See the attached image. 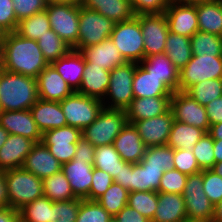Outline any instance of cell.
Instances as JSON below:
<instances>
[{
    "label": "cell",
    "instance_id": "27",
    "mask_svg": "<svg viewBox=\"0 0 222 222\" xmlns=\"http://www.w3.org/2000/svg\"><path fill=\"white\" fill-rule=\"evenodd\" d=\"M139 64L150 74L161 79L173 93L179 91L180 70L172 64L165 53L145 57Z\"/></svg>",
    "mask_w": 222,
    "mask_h": 222
},
{
    "label": "cell",
    "instance_id": "68",
    "mask_svg": "<svg viewBox=\"0 0 222 222\" xmlns=\"http://www.w3.org/2000/svg\"><path fill=\"white\" fill-rule=\"evenodd\" d=\"M183 222H205V221H197V220H185Z\"/></svg>",
    "mask_w": 222,
    "mask_h": 222
},
{
    "label": "cell",
    "instance_id": "40",
    "mask_svg": "<svg viewBox=\"0 0 222 222\" xmlns=\"http://www.w3.org/2000/svg\"><path fill=\"white\" fill-rule=\"evenodd\" d=\"M38 46L43 53L48 64L57 61L60 57L65 56L71 47L66 44L52 29L41 36L38 40Z\"/></svg>",
    "mask_w": 222,
    "mask_h": 222
},
{
    "label": "cell",
    "instance_id": "51",
    "mask_svg": "<svg viewBox=\"0 0 222 222\" xmlns=\"http://www.w3.org/2000/svg\"><path fill=\"white\" fill-rule=\"evenodd\" d=\"M174 169L191 175L202 171L197 164L196 158L192 150L176 149L174 150Z\"/></svg>",
    "mask_w": 222,
    "mask_h": 222
},
{
    "label": "cell",
    "instance_id": "69",
    "mask_svg": "<svg viewBox=\"0 0 222 222\" xmlns=\"http://www.w3.org/2000/svg\"><path fill=\"white\" fill-rule=\"evenodd\" d=\"M109 222H118L117 219L115 217H112Z\"/></svg>",
    "mask_w": 222,
    "mask_h": 222
},
{
    "label": "cell",
    "instance_id": "3",
    "mask_svg": "<svg viewBox=\"0 0 222 222\" xmlns=\"http://www.w3.org/2000/svg\"><path fill=\"white\" fill-rule=\"evenodd\" d=\"M9 206L20 210L44 196L43 181L23 168L4 171Z\"/></svg>",
    "mask_w": 222,
    "mask_h": 222
},
{
    "label": "cell",
    "instance_id": "30",
    "mask_svg": "<svg viewBox=\"0 0 222 222\" xmlns=\"http://www.w3.org/2000/svg\"><path fill=\"white\" fill-rule=\"evenodd\" d=\"M110 82V71L85 62L80 94L103 101Z\"/></svg>",
    "mask_w": 222,
    "mask_h": 222
},
{
    "label": "cell",
    "instance_id": "62",
    "mask_svg": "<svg viewBox=\"0 0 222 222\" xmlns=\"http://www.w3.org/2000/svg\"><path fill=\"white\" fill-rule=\"evenodd\" d=\"M208 133L213 139L222 140V122L211 125Z\"/></svg>",
    "mask_w": 222,
    "mask_h": 222
},
{
    "label": "cell",
    "instance_id": "19",
    "mask_svg": "<svg viewBox=\"0 0 222 222\" xmlns=\"http://www.w3.org/2000/svg\"><path fill=\"white\" fill-rule=\"evenodd\" d=\"M0 126L4 127L9 134L21 135L35 143L42 140V133L30 110L0 111Z\"/></svg>",
    "mask_w": 222,
    "mask_h": 222
},
{
    "label": "cell",
    "instance_id": "31",
    "mask_svg": "<svg viewBox=\"0 0 222 222\" xmlns=\"http://www.w3.org/2000/svg\"><path fill=\"white\" fill-rule=\"evenodd\" d=\"M132 89L134 98L172 96L173 94L161 79L150 74L139 63L135 68Z\"/></svg>",
    "mask_w": 222,
    "mask_h": 222
},
{
    "label": "cell",
    "instance_id": "10",
    "mask_svg": "<svg viewBox=\"0 0 222 222\" xmlns=\"http://www.w3.org/2000/svg\"><path fill=\"white\" fill-rule=\"evenodd\" d=\"M163 168L143 167L140 163H127L116 177L114 183L120 184L130 192H159Z\"/></svg>",
    "mask_w": 222,
    "mask_h": 222
},
{
    "label": "cell",
    "instance_id": "9",
    "mask_svg": "<svg viewBox=\"0 0 222 222\" xmlns=\"http://www.w3.org/2000/svg\"><path fill=\"white\" fill-rule=\"evenodd\" d=\"M51 29L71 48L78 43L79 4L47 3Z\"/></svg>",
    "mask_w": 222,
    "mask_h": 222
},
{
    "label": "cell",
    "instance_id": "48",
    "mask_svg": "<svg viewBox=\"0 0 222 222\" xmlns=\"http://www.w3.org/2000/svg\"><path fill=\"white\" fill-rule=\"evenodd\" d=\"M111 218L97 201L82 199L75 222H109Z\"/></svg>",
    "mask_w": 222,
    "mask_h": 222
},
{
    "label": "cell",
    "instance_id": "11",
    "mask_svg": "<svg viewBox=\"0 0 222 222\" xmlns=\"http://www.w3.org/2000/svg\"><path fill=\"white\" fill-rule=\"evenodd\" d=\"M208 79H222V56L193 55L179 71V91Z\"/></svg>",
    "mask_w": 222,
    "mask_h": 222
},
{
    "label": "cell",
    "instance_id": "22",
    "mask_svg": "<svg viewBox=\"0 0 222 222\" xmlns=\"http://www.w3.org/2000/svg\"><path fill=\"white\" fill-rule=\"evenodd\" d=\"M35 142L21 135L9 134L0 148V170L22 168L24 160Z\"/></svg>",
    "mask_w": 222,
    "mask_h": 222
},
{
    "label": "cell",
    "instance_id": "60",
    "mask_svg": "<svg viewBox=\"0 0 222 222\" xmlns=\"http://www.w3.org/2000/svg\"><path fill=\"white\" fill-rule=\"evenodd\" d=\"M9 199L7 196V188L4 177V171L0 170V208L8 207Z\"/></svg>",
    "mask_w": 222,
    "mask_h": 222
},
{
    "label": "cell",
    "instance_id": "4",
    "mask_svg": "<svg viewBox=\"0 0 222 222\" xmlns=\"http://www.w3.org/2000/svg\"><path fill=\"white\" fill-rule=\"evenodd\" d=\"M127 122L126 110L103 107L97 119L82 130V137L94 147L112 145Z\"/></svg>",
    "mask_w": 222,
    "mask_h": 222
},
{
    "label": "cell",
    "instance_id": "59",
    "mask_svg": "<svg viewBox=\"0 0 222 222\" xmlns=\"http://www.w3.org/2000/svg\"><path fill=\"white\" fill-rule=\"evenodd\" d=\"M20 213L18 210L10 206L0 208V222H19Z\"/></svg>",
    "mask_w": 222,
    "mask_h": 222
},
{
    "label": "cell",
    "instance_id": "34",
    "mask_svg": "<svg viewBox=\"0 0 222 222\" xmlns=\"http://www.w3.org/2000/svg\"><path fill=\"white\" fill-rule=\"evenodd\" d=\"M204 134H206V132L203 129L174 120L166 145L174 150H192L193 146L204 136Z\"/></svg>",
    "mask_w": 222,
    "mask_h": 222
},
{
    "label": "cell",
    "instance_id": "54",
    "mask_svg": "<svg viewBox=\"0 0 222 222\" xmlns=\"http://www.w3.org/2000/svg\"><path fill=\"white\" fill-rule=\"evenodd\" d=\"M18 20L14 13L12 0H0V31L1 33L15 32Z\"/></svg>",
    "mask_w": 222,
    "mask_h": 222
},
{
    "label": "cell",
    "instance_id": "35",
    "mask_svg": "<svg viewBox=\"0 0 222 222\" xmlns=\"http://www.w3.org/2000/svg\"><path fill=\"white\" fill-rule=\"evenodd\" d=\"M164 53L181 70L192 58L190 37L168 32Z\"/></svg>",
    "mask_w": 222,
    "mask_h": 222
},
{
    "label": "cell",
    "instance_id": "57",
    "mask_svg": "<svg viewBox=\"0 0 222 222\" xmlns=\"http://www.w3.org/2000/svg\"><path fill=\"white\" fill-rule=\"evenodd\" d=\"M205 109L210 126L222 122V96L206 104Z\"/></svg>",
    "mask_w": 222,
    "mask_h": 222
},
{
    "label": "cell",
    "instance_id": "50",
    "mask_svg": "<svg viewBox=\"0 0 222 222\" xmlns=\"http://www.w3.org/2000/svg\"><path fill=\"white\" fill-rule=\"evenodd\" d=\"M203 189L215 206L222 201V177L213 170H203Z\"/></svg>",
    "mask_w": 222,
    "mask_h": 222
},
{
    "label": "cell",
    "instance_id": "2",
    "mask_svg": "<svg viewBox=\"0 0 222 222\" xmlns=\"http://www.w3.org/2000/svg\"><path fill=\"white\" fill-rule=\"evenodd\" d=\"M38 99L35 78L0 67V111L29 110Z\"/></svg>",
    "mask_w": 222,
    "mask_h": 222
},
{
    "label": "cell",
    "instance_id": "65",
    "mask_svg": "<svg viewBox=\"0 0 222 222\" xmlns=\"http://www.w3.org/2000/svg\"><path fill=\"white\" fill-rule=\"evenodd\" d=\"M46 1L47 3H63L71 5H77L82 3V0H46Z\"/></svg>",
    "mask_w": 222,
    "mask_h": 222
},
{
    "label": "cell",
    "instance_id": "20",
    "mask_svg": "<svg viewBox=\"0 0 222 222\" xmlns=\"http://www.w3.org/2000/svg\"><path fill=\"white\" fill-rule=\"evenodd\" d=\"M22 168L43 180L59 172L62 164L50 153L47 146L38 142L26 156Z\"/></svg>",
    "mask_w": 222,
    "mask_h": 222
},
{
    "label": "cell",
    "instance_id": "47",
    "mask_svg": "<svg viewBox=\"0 0 222 222\" xmlns=\"http://www.w3.org/2000/svg\"><path fill=\"white\" fill-rule=\"evenodd\" d=\"M213 146L214 139L208 132L193 146L192 152L201 170H210L213 168L215 164Z\"/></svg>",
    "mask_w": 222,
    "mask_h": 222
},
{
    "label": "cell",
    "instance_id": "33",
    "mask_svg": "<svg viewBox=\"0 0 222 222\" xmlns=\"http://www.w3.org/2000/svg\"><path fill=\"white\" fill-rule=\"evenodd\" d=\"M199 31L222 37V4L208 0L196 5Z\"/></svg>",
    "mask_w": 222,
    "mask_h": 222
},
{
    "label": "cell",
    "instance_id": "39",
    "mask_svg": "<svg viewBox=\"0 0 222 222\" xmlns=\"http://www.w3.org/2000/svg\"><path fill=\"white\" fill-rule=\"evenodd\" d=\"M193 55L201 56H222V37L197 31L190 37Z\"/></svg>",
    "mask_w": 222,
    "mask_h": 222
},
{
    "label": "cell",
    "instance_id": "17",
    "mask_svg": "<svg viewBox=\"0 0 222 222\" xmlns=\"http://www.w3.org/2000/svg\"><path fill=\"white\" fill-rule=\"evenodd\" d=\"M164 13L171 33L191 37L199 30L196 5L169 3Z\"/></svg>",
    "mask_w": 222,
    "mask_h": 222
},
{
    "label": "cell",
    "instance_id": "45",
    "mask_svg": "<svg viewBox=\"0 0 222 222\" xmlns=\"http://www.w3.org/2000/svg\"><path fill=\"white\" fill-rule=\"evenodd\" d=\"M51 200L42 196L19 210L21 222H49Z\"/></svg>",
    "mask_w": 222,
    "mask_h": 222
},
{
    "label": "cell",
    "instance_id": "66",
    "mask_svg": "<svg viewBox=\"0 0 222 222\" xmlns=\"http://www.w3.org/2000/svg\"><path fill=\"white\" fill-rule=\"evenodd\" d=\"M8 136H9L8 131L4 127L0 126V148L6 142V140L8 139Z\"/></svg>",
    "mask_w": 222,
    "mask_h": 222
},
{
    "label": "cell",
    "instance_id": "70",
    "mask_svg": "<svg viewBox=\"0 0 222 222\" xmlns=\"http://www.w3.org/2000/svg\"><path fill=\"white\" fill-rule=\"evenodd\" d=\"M2 35H3V33H1V31H0V45H1V41H2Z\"/></svg>",
    "mask_w": 222,
    "mask_h": 222
},
{
    "label": "cell",
    "instance_id": "58",
    "mask_svg": "<svg viewBox=\"0 0 222 222\" xmlns=\"http://www.w3.org/2000/svg\"><path fill=\"white\" fill-rule=\"evenodd\" d=\"M118 222H151L137 210L126 205L116 216Z\"/></svg>",
    "mask_w": 222,
    "mask_h": 222
},
{
    "label": "cell",
    "instance_id": "38",
    "mask_svg": "<svg viewBox=\"0 0 222 222\" xmlns=\"http://www.w3.org/2000/svg\"><path fill=\"white\" fill-rule=\"evenodd\" d=\"M50 29L47 12L43 10L19 21L15 32L23 38L37 41Z\"/></svg>",
    "mask_w": 222,
    "mask_h": 222
},
{
    "label": "cell",
    "instance_id": "61",
    "mask_svg": "<svg viewBox=\"0 0 222 222\" xmlns=\"http://www.w3.org/2000/svg\"><path fill=\"white\" fill-rule=\"evenodd\" d=\"M213 154L215 158V163L222 161V140L214 139V146H213Z\"/></svg>",
    "mask_w": 222,
    "mask_h": 222
},
{
    "label": "cell",
    "instance_id": "64",
    "mask_svg": "<svg viewBox=\"0 0 222 222\" xmlns=\"http://www.w3.org/2000/svg\"><path fill=\"white\" fill-rule=\"evenodd\" d=\"M168 1L169 3H175V4L197 5L208 0H168Z\"/></svg>",
    "mask_w": 222,
    "mask_h": 222
},
{
    "label": "cell",
    "instance_id": "14",
    "mask_svg": "<svg viewBox=\"0 0 222 222\" xmlns=\"http://www.w3.org/2000/svg\"><path fill=\"white\" fill-rule=\"evenodd\" d=\"M170 109L174 120L186 123L209 132L210 123L205 106L199 104L185 91H176L170 99Z\"/></svg>",
    "mask_w": 222,
    "mask_h": 222
},
{
    "label": "cell",
    "instance_id": "43",
    "mask_svg": "<svg viewBox=\"0 0 222 222\" xmlns=\"http://www.w3.org/2000/svg\"><path fill=\"white\" fill-rule=\"evenodd\" d=\"M132 209L137 210L141 215L152 221L158 206V192L136 191L128 194V203Z\"/></svg>",
    "mask_w": 222,
    "mask_h": 222
},
{
    "label": "cell",
    "instance_id": "13",
    "mask_svg": "<svg viewBox=\"0 0 222 222\" xmlns=\"http://www.w3.org/2000/svg\"><path fill=\"white\" fill-rule=\"evenodd\" d=\"M81 138V129L66 125L44 132L41 142L47 146L50 153L63 164L74 159L76 143Z\"/></svg>",
    "mask_w": 222,
    "mask_h": 222
},
{
    "label": "cell",
    "instance_id": "29",
    "mask_svg": "<svg viewBox=\"0 0 222 222\" xmlns=\"http://www.w3.org/2000/svg\"><path fill=\"white\" fill-rule=\"evenodd\" d=\"M187 212L183 195L158 192V206L151 222H183Z\"/></svg>",
    "mask_w": 222,
    "mask_h": 222
},
{
    "label": "cell",
    "instance_id": "5",
    "mask_svg": "<svg viewBox=\"0 0 222 222\" xmlns=\"http://www.w3.org/2000/svg\"><path fill=\"white\" fill-rule=\"evenodd\" d=\"M136 66V62H126L110 71L109 86L102 101L105 108L126 110L130 106L134 99L132 83Z\"/></svg>",
    "mask_w": 222,
    "mask_h": 222
},
{
    "label": "cell",
    "instance_id": "56",
    "mask_svg": "<svg viewBox=\"0 0 222 222\" xmlns=\"http://www.w3.org/2000/svg\"><path fill=\"white\" fill-rule=\"evenodd\" d=\"M96 147L83 137L76 143L75 161H85L86 163H94V154Z\"/></svg>",
    "mask_w": 222,
    "mask_h": 222
},
{
    "label": "cell",
    "instance_id": "42",
    "mask_svg": "<svg viewBox=\"0 0 222 222\" xmlns=\"http://www.w3.org/2000/svg\"><path fill=\"white\" fill-rule=\"evenodd\" d=\"M129 191L120 184L112 183L106 192L96 201L112 216L115 217L128 203Z\"/></svg>",
    "mask_w": 222,
    "mask_h": 222
},
{
    "label": "cell",
    "instance_id": "67",
    "mask_svg": "<svg viewBox=\"0 0 222 222\" xmlns=\"http://www.w3.org/2000/svg\"><path fill=\"white\" fill-rule=\"evenodd\" d=\"M211 170L222 177V161L215 163Z\"/></svg>",
    "mask_w": 222,
    "mask_h": 222
},
{
    "label": "cell",
    "instance_id": "25",
    "mask_svg": "<svg viewBox=\"0 0 222 222\" xmlns=\"http://www.w3.org/2000/svg\"><path fill=\"white\" fill-rule=\"evenodd\" d=\"M61 170L68 179L71 189L77 198L85 199L90 192L93 165L85 161H75L63 163Z\"/></svg>",
    "mask_w": 222,
    "mask_h": 222
},
{
    "label": "cell",
    "instance_id": "53",
    "mask_svg": "<svg viewBox=\"0 0 222 222\" xmlns=\"http://www.w3.org/2000/svg\"><path fill=\"white\" fill-rule=\"evenodd\" d=\"M18 21L46 9V0H12Z\"/></svg>",
    "mask_w": 222,
    "mask_h": 222
},
{
    "label": "cell",
    "instance_id": "44",
    "mask_svg": "<svg viewBox=\"0 0 222 222\" xmlns=\"http://www.w3.org/2000/svg\"><path fill=\"white\" fill-rule=\"evenodd\" d=\"M199 104L205 106L222 96V79H208L194 84L185 91Z\"/></svg>",
    "mask_w": 222,
    "mask_h": 222
},
{
    "label": "cell",
    "instance_id": "49",
    "mask_svg": "<svg viewBox=\"0 0 222 222\" xmlns=\"http://www.w3.org/2000/svg\"><path fill=\"white\" fill-rule=\"evenodd\" d=\"M188 175L176 169L167 170L161 177L159 192L183 195Z\"/></svg>",
    "mask_w": 222,
    "mask_h": 222
},
{
    "label": "cell",
    "instance_id": "55",
    "mask_svg": "<svg viewBox=\"0 0 222 222\" xmlns=\"http://www.w3.org/2000/svg\"><path fill=\"white\" fill-rule=\"evenodd\" d=\"M135 15L164 13L169 6L168 0H130Z\"/></svg>",
    "mask_w": 222,
    "mask_h": 222
},
{
    "label": "cell",
    "instance_id": "15",
    "mask_svg": "<svg viewBox=\"0 0 222 222\" xmlns=\"http://www.w3.org/2000/svg\"><path fill=\"white\" fill-rule=\"evenodd\" d=\"M140 21L145 57L162 54L169 32L165 13L135 15Z\"/></svg>",
    "mask_w": 222,
    "mask_h": 222
},
{
    "label": "cell",
    "instance_id": "1",
    "mask_svg": "<svg viewBox=\"0 0 222 222\" xmlns=\"http://www.w3.org/2000/svg\"><path fill=\"white\" fill-rule=\"evenodd\" d=\"M48 65L37 41L23 38L16 32L2 35L0 67L4 70L36 79Z\"/></svg>",
    "mask_w": 222,
    "mask_h": 222
},
{
    "label": "cell",
    "instance_id": "23",
    "mask_svg": "<svg viewBox=\"0 0 222 222\" xmlns=\"http://www.w3.org/2000/svg\"><path fill=\"white\" fill-rule=\"evenodd\" d=\"M120 157L128 163H139L144 157L146 146L137 129L127 122L113 143Z\"/></svg>",
    "mask_w": 222,
    "mask_h": 222
},
{
    "label": "cell",
    "instance_id": "41",
    "mask_svg": "<svg viewBox=\"0 0 222 222\" xmlns=\"http://www.w3.org/2000/svg\"><path fill=\"white\" fill-rule=\"evenodd\" d=\"M174 149L168 145L147 147L144 157L139 162L143 167L174 169Z\"/></svg>",
    "mask_w": 222,
    "mask_h": 222
},
{
    "label": "cell",
    "instance_id": "16",
    "mask_svg": "<svg viewBox=\"0 0 222 222\" xmlns=\"http://www.w3.org/2000/svg\"><path fill=\"white\" fill-rule=\"evenodd\" d=\"M174 116L169 109L166 113L145 120L133 121L146 147L163 146L167 144Z\"/></svg>",
    "mask_w": 222,
    "mask_h": 222
},
{
    "label": "cell",
    "instance_id": "52",
    "mask_svg": "<svg viewBox=\"0 0 222 222\" xmlns=\"http://www.w3.org/2000/svg\"><path fill=\"white\" fill-rule=\"evenodd\" d=\"M113 182L114 180L110 174L93 167L91 188L89 195L85 199L96 201L106 192Z\"/></svg>",
    "mask_w": 222,
    "mask_h": 222
},
{
    "label": "cell",
    "instance_id": "63",
    "mask_svg": "<svg viewBox=\"0 0 222 222\" xmlns=\"http://www.w3.org/2000/svg\"><path fill=\"white\" fill-rule=\"evenodd\" d=\"M213 221L222 222V201L214 206Z\"/></svg>",
    "mask_w": 222,
    "mask_h": 222
},
{
    "label": "cell",
    "instance_id": "12",
    "mask_svg": "<svg viewBox=\"0 0 222 222\" xmlns=\"http://www.w3.org/2000/svg\"><path fill=\"white\" fill-rule=\"evenodd\" d=\"M187 220L210 222L213 220L214 205L203 189V170L188 175L183 192Z\"/></svg>",
    "mask_w": 222,
    "mask_h": 222
},
{
    "label": "cell",
    "instance_id": "26",
    "mask_svg": "<svg viewBox=\"0 0 222 222\" xmlns=\"http://www.w3.org/2000/svg\"><path fill=\"white\" fill-rule=\"evenodd\" d=\"M29 110L42 134L67 125L60 102L38 99Z\"/></svg>",
    "mask_w": 222,
    "mask_h": 222
},
{
    "label": "cell",
    "instance_id": "7",
    "mask_svg": "<svg viewBox=\"0 0 222 222\" xmlns=\"http://www.w3.org/2000/svg\"><path fill=\"white\" fill-rule=\"evenodd\" d=\"M115 23L96 10L79 4L78 43L72 48L80 51L83 47L99 44L110 38Z\"/></svg>",
    "mask_w": 222,
    "mask_h": 222
},
{
    "label": "cell",
    "instance_id": "18",
    "mask_svg": "<svg viewBox=\"0 0 222 222\" xmlns=\"http://www.w3.org/2000/svg\"><path fill=\"white\" fill-rule=\"evenodd\" d=\"M36 81L41 100L60 102L74 92L51 64L39 73Z\"/></svg>",
    "mask_w": 222,
    "mask_h": 222
},
{
    "label": "cell",
    "instance_id": "37",
    "mask_svg": "<svg viewBox=\"0 0 222 222\" xmlns=\"http://www.w3.org/2000/svg\"><path fill=\"white\" fill-rule=\"evenodd\" d=\"M42 181L44 196L53 202L68 201L77 198L62 170Z\"/></svg>",
    "mask_w": 222,
    "mask_h": 222
},
{
    "label": "cell",
    "instance_id": "32",
    "mask_svg": "<svg viewBox=\"0 0 222 222\" xmlns=\"http://www.w3.org/2000/svg\"><path fill=\"white\" fill-rule=\"evenodd\" d=\"M81 4L96 10L114 23L127 21L135 16L130 0H82Z\"/></svg>",
    "mask_w": 222,
    "mask_h": 222
},
{
    "label": "cell",
    "instance_id": "6",
    "mask_svg": "<svg viewBox=\"0 0 222 222\" xmlns=\"http://www.w3.org/2000/svg\"><path fill=\"white\" fill-rule=\"evenodd\" d=\"M110 38L127 62L140 63L145 58L144 39L136 16L115 23Z\"/></svg>",
    "mask_w": 222,
    "mask_h": 222
},
{
    "label": "cell",
    "instance_id": "8",
    "mask_svg": "<svg viewBox=\"0 0 222 222\" xmlns=\"http://www.w3.org/2000/svg\"><path fill=\"white\" fill-rule=\"evenodd\" d=\"M60 106L67 125L81 130L92 124L104 107L101 100L78 92H73L70 96L60 101Z\"/></svg>",
    "mask_w": 222,
    "mask_h": 222
},
{
    "label": "cell",
    "instance_id": "46",
    "mask_svg": "<svg viewBox=\"0 0 222 222\" xmlns=\"http://www.w3.org/2000/svg\"><path fill=\"white\" fill-rule=\"evenodd\" d=\"M81 201V198L68 201H51L49 222H75Z\"/></svg>",
    "mask_w": 222,
    "mask_h": 222
},
{
    "label": "cell",
    "instance_id": "36",
    "mask_svg": "<svg viewBox=\"0 0 222 222\" xmlns=\"http://www.w3.org/2000/svg\"><path fill=\"white\" fill-rule=\"evenodd\" d=\"M127 163L120 157L113 144L96 147L93 167L110 174L113 179Z\"/></svg>",
    "mask_w": 222,
    "mask_h": 222
},
{
    "label": "cell",
    "instance_id": "24",
    "mask_svg": "<svg viewBox=\"0 0 222 222\" xmlns=\"http://www.w3.org/2000/svg\"><path fill=\"white\" fill-rule=\"evenodd\" d=\"M171 96L134 98L126 109L127 121H140L160 116L170 109Z\"/></svg>",
    "mask_w": 222,
    "mask_h": 222
},
{
    "label": "cell",
    "instance_id": "28",
    "mask_svg": "<svg viewBox=\"0 0 222 222\" xmlns=\"http://www.w3.org/2000/svg\"><path fill=\"white\" fill-rule=\"evenodd\" d=\"M51 65L74 92L79 90L85 68V59L80 51L71 48L65 56L52 62Z\"/></svg>",
    "mask_w": 222,
    "mask_h": 222
},
{
    "label": "cell",
    "instance_id": "21",
    "mask_svg": "<svg viewBox=\"0 0 222 222\" xmlns=\"http://www.w3.org/2000/svg\"><path fill=\"white\" fill-rule=\"evenodd\" d=\"M80 52L83 55L85 62L93 64V66L103 68L107 71H111L113 68L127 62L111 38H108L96 45L83 47Z\"/></svg>",
    "mask_w": 222,
    "mask_h": 222
}]
</instances>
